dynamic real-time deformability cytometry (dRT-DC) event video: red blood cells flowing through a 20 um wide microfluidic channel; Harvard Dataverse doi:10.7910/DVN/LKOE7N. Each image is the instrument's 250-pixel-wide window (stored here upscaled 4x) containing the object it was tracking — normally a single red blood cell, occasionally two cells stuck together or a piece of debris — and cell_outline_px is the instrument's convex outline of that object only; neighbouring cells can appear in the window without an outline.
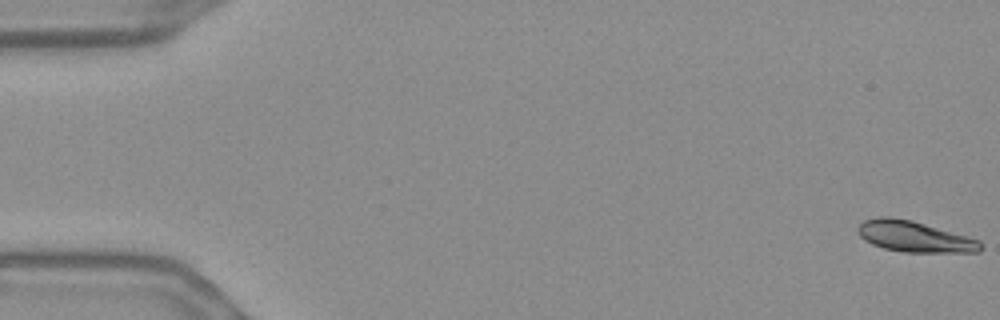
{"species": "Egyptian fruit bat (a non-hibernating species)", "species_latin": "Rousettus aegyptiacus", "temperature_condition": "warm", "stored_images_in_passage": 56, "camera_frame_rate_fps": 3000, "um_per_image_px": 0.085, "frame": {"image": 1, "passage_image": 1, "time_ms": 0.0, "image_size_px": [1000, 320], "cell_outline_px": [[984, 248], [980, 252], [904, 252], [884, 248], [872, 244], [864, 240], [856, 232], [860, 224], [864, 220], [880, 216], [888, 216], [912, 220], [980, 240]], "centroid_in_image_um": [77.73, 20.11], "position_along_channel_um": 7.3, "area_um2": 22.14}}
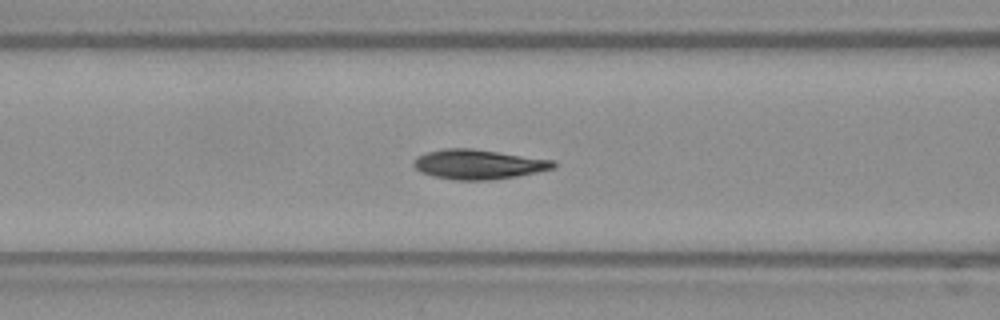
{"frame": {"image": 2, "passage_image": 23, "time_ms": 7.333, "image_size_px": [1000, 320], "cell_outline_px": [[556, 168], [516, 176], [492, 180], [456, 180], [432, 176], [420, 172], [412, 164], [412, 160], [416, 156], [424, 152], [444, 148], [472, 148], [556, 160]], "centroid_in_image_um": [40.64, 13.96], "position_along_channel_um": 126.0, "area_um2": 24.51}}
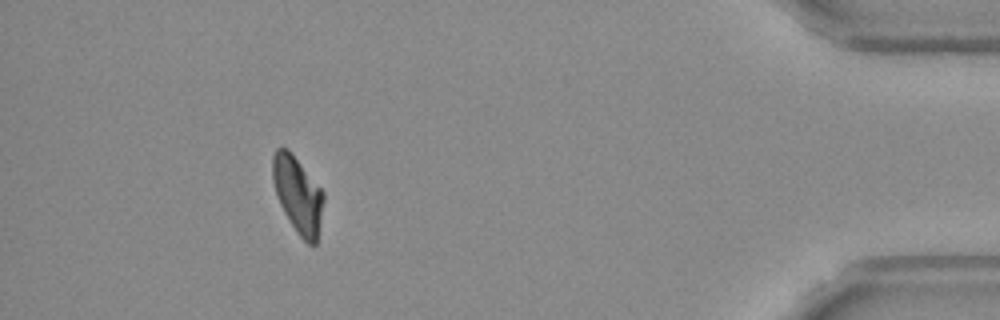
{"frame": {"image": 3, "passage_image": 51, "time_ms": 16.667, "image_size_px": [1000, 320], "cell_outline_px": [[324, 200], [316, 244], [308, 244], [296, 232], [284, 212], [280, 204], [272, 180], [272, 156], [276, 148], [288, 148], [324, 192]], "centroid_in_image_um": [25.3, 16.53], "position_along_channel_um": 409.9, "area_um2": 22.48}, "authors_computed_cell_mechanics": {"area_um2": 22.9755, "velocity_mm_per_s": 3.6601, "shape_relaxation_time_tau1_ms": 5.5203, "shape_relaxation_time_tau2_ms": 2.1375, "deformation_change_tau1": 0.1675, "deformation_change_tau2": 0.0549}}